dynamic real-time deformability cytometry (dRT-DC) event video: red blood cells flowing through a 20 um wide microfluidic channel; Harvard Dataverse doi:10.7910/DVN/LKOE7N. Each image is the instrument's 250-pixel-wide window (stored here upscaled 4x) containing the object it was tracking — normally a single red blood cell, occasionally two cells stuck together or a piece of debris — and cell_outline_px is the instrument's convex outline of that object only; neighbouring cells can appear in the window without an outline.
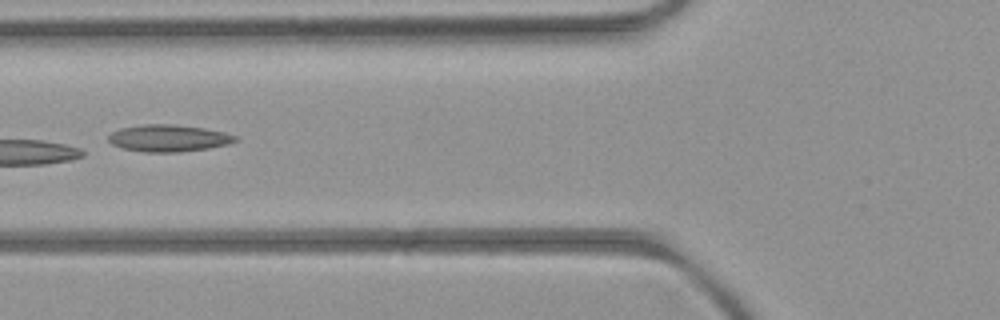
{"species": "common noctule bat (a hibernating species)", "species_latin": "Nyctalus noctula", "temperature_condition": "room temperature", "stored_images_in_passage": 6, "camera_frame_rate_fps": 3000, "um_per_image_px": 0.085, "animal": {"sex": "female", "body_mass_g": 21.9}, "frame": {"image": 1, "passage_image": 5, "time_ms": 4.667, "image_size_px": [1000, 320], "cell_outline_px": [[236, 140], [228, 144], [208, 148], [180, 152], [144, 152], [120, 148], [112, 144], [108, 140], [108, 136], [112, 132], [120, 128], [144, 124], [172, 124], [204, 128], [224, 132], [236, 136]], "centroid_in_image_um": [14.28, 11.74], "position_along_channel_um": 111.5, "area_um2": 19.88}}
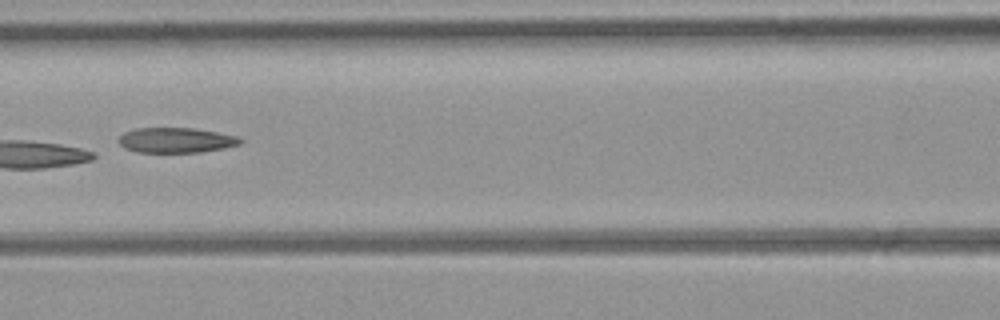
{"frame": {"image": 2, "passage_image": 6, "time_ms": 5.667, "image_size_px": [1000, 320], "cell_outline_px": [[244, 140], [240, 144], [224, 148], [200, 152], [136, 152], [124, 148], [116, 140], [124, 132], [136, 128], [196, 128], [240, 136]], "centroid_in_image_um": [14.98, 11.91], "position_along_channel_um": 151.6, "area_um2": 18.03}}